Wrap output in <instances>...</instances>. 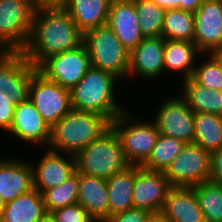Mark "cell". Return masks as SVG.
Listing matches in <instances>:
<instances>
[{"label":"cell","mask_w":222,"mask_h":222,"mask_svg":"<svg viewBox=\"0 0 222 222\" xmlns=\"http://www.w3.org/2000/svg\"><path fill=\"white\" fill-rule=\"evenodd\" d=\"M82 43L83 33L65 9H41L34 12L31 32L22 52L37 68L48 57Z\"/></svg>","instance_id":"6da1fadb"},{"label":"cell","mask_w":222,"mask_h":222,"mask_svg":"<svg viewBox=\"0 0 222 222\" xmlns=\"http://www.w3.org/2000/svg\"><path fill=\"white\" fill-rule=\"evenodd\" d=\"M37 70L22 51H8L0 59V95L10 97L16 105L26 101L30 80Z\"/></svg>","instance_id":"9a60e30c"},{"label":"cell","mask_w":222,"mask_h":222,"mask_svg":"<svg viewBox=\"0 0 222 222\" xmlns=\"http://www.w3.org/2000/svg\"><path fill=\"white\" fill-rule=\"evenodd\" d=\"M67 2L68 0H32L35 11L41 9H64Z\"/></svg>","instance_id":"74e56055"},{"label":"cell","mask_w":222,"mask_h":222,"mask_svg":"<svg viewBox=\"0 0 222 222\" xmlns=\"http://www.w3.org/2000/svg\"><path fill=\"white\" fill-rule=\"evenodd\" d=\"M36 150H38L37 156H34L36 158L28 156L27 158L31 159L33 187L41 194L45 190L62 184L76 172L74 155L53 151L49 148H37Z\"/></svg>","instance_id":"4fadbf2b"},{"label":"cell","mask_w":222,"mask_h":222,"mask_svg":"<svg viewBox=\"0 0 222 222\" xmlns=\"http://www.w3.org/2000/svg\"><path fill=\"white\" fill-rule=\"evenodd\" d=\"M79 172H75L62 184L42 193L47 212L70 206L78 202Z\"/></svg>","instance_id":"4dcf8cb0"},{"label":"cell","mask_w":222,"mask_h":222,"mask_svg":"<svg viewBox=\"0 0 222 222\" xmlns=\"http://www.w3.org/2000/svg\"><path fill=\"white\" fill-rule=\"evenodd\" d=\"M15 108L16 104L10 97L0 95V132L3 135H6L11 128Z\"/></svg>","instance_id":"e575fe53"},{"label":"cell","mask_w":222,"mask_h":222,"mask_svg":"<svg viewBox=\"0 0 222 222\" xmlns=\"http://www.w3.org/2000/svg\"><path fill=\"white\" fill-rule=\"evenodd\" d=\"M91 67L101 69L128 83L129 54L108 24L83 34ZM126 81V83H125Z\"/></svg>","instance_id":"8992f818"},{"label":"cell","mask_w":222,"mask_h":222,"mask_svg":"<svg viewBox=\"0 0 222 222\" xmlns=\"http://www.w3.org/2000/svg\"><path fill=\"white\" fill-rule=\"evenodd\" d=\"M173 82H177V86H179L177 92H180L179 94L185 99L193 112L222 116V91L204 87L192 77L180 82L179 79Z\"/></svg>","instance_id":"603a6c76"},{"label":"cell","mask_w":222,"mask_h":222,"mask_svg":"<svg viewBox=\"0 0 222 222\" xmlns=\"http://www.w3.org/2000/svg\"><path fill=\"white\" fill-rule=\"evenodd\" d=\"M173 187H193L210 179V152L187 143L163 172Z\"/></svg>","instance_id":"30bf717a"},{"label":"cell","mask_w":222,"mask_h":222,"mask_svg":"<svg viewBox=\"0 0 222 222\" xmlns=\"http://www.w3.org/2000/svg\"><path fill=\"white\" fill-rule=\"evenodd\" d=\"M8 51L0 45V59L7 53Z\"/></svg>","instance_id":"f6af8a7d"},{"label":"cell","mask_w":222,"mask_h":222,"mask_svg":"<svg viewBox=\"0 0 222 222\" xmlns=\"http://www.w3.org/2000/svg\"><path fill=\"white\" fill-rule=\"evenodd\" d=\"M128 106L130 107L116 117L111 125L120 138L128 162L141 166L150 156L159 132L149 118L150 114L139 116L131 105Z\"/></svg>","instance_id":"5b68a950"},{"label":"cell","mask_w":222,"mask_h":222,"mask_svg":"<svg viewBox=\"0 0 222 222\" xmlns=\"http://www.w3.org/2000/svg\"><path fill=\"white\" fill-rule=\"evenodd\" d=\"M94 221L109 217L107 179L79 173L78 202Z\"/></svg>","instance_id":"44dd1931"},{"label":"cell","mask_w":222,"mask_h":222,"mask_svg":"<svg viewBox=\"0 0 222 222\" xmlns=\"http://www.w3.org/2000/svg\"><path fill=\"white\" fill-rule=\"evenodd\" d=\"M1 137L5 138L4 141H7L6 143L10 148L12 146L8 144L9 141L6 140L7 137L9 139L10 137L13 138V140L11 139L10 141L18 140L20 143L14 141L13 145L20 144L21 149L23 145L29 150L31 148L35 149L36 146L37 148H48L51 137V128L40 116L35 105L28 98L26 101L16 105L11 128L6 134V137L1 134L0 140Z\"/></svg>","instance_id":"8fae6325"},{"label":"cell","mask_w":222,"mask_h":222,"mask_svg":"<svg viewBox=\"0 0 222 222\" xmlns=\"http://www.w3.org/2000/svg\"><path fill=\"white\" fill-rule=\"evenodd\" d=\"M110 3L111 0H68L64 9L84 34L108 23Z\"/></svg>","instance_id":"cb8c5ba5"},{"label":"cell","mask_w":222,"mask_h":222,"mask_svg":"<svg viewBox=\"0 0 222 222\" xmlns=\"http://www.w3.org/2000/svg\"><path fill=\"white\" fill-rule=\"evenodd\" d=\"M193 189L205 222H222V183L205 181Z\"/></svg>","instance_id":"f546056e"},{"label":"cell","mask_w":222,"mask_h":222,"mask_svg":"<svg viewBox=\"0 0 222 222\" xmlns=\"http://www.w3.org/2000/svg\"><path fill=\"white\" fill-rule=\"evenodd\" d=\"M210 54L222 67V46H219L218 48L214 49Z\"/></svg>","instance_id":"b9f144b4"},{"label":"cell","mask_w":222,"mask_h":222,"mask_svg":"<svg viewBox=\"0 0 222 222\" xmlns=\"http://www.w3.org/2000/svg\"><path fill=\"white\" fill-rule=\"evenodd\" d=\"M163 36L145 37L129 54L128 82L154 83L165 79ZM136 77V78H135ZM152 80V82H151ZM158 80V81H157ZM144 81V82H143Z\"/></svg>","instance_id":"5bb4252c"},{"label":"cell","mask_w":222,"mask_h":222,"mask_svg":"<svg viewBox=\"0 0 222 222\" xmlns=\"http://www.w3.org/2000/svg\"><path fill=\"white\" fill-rule=\"evenodd\" d=\"M135 183V165L107 179L109 216L133 208L132 193Z\"/></svg>","instance_id":"484cf974"},{"label":"cell","mask_w":222,"mask_h":222,"mask_svg":"<svg viewBox=\"0 0 222 222\" xmlns=\"http://www.w3.org/2000/svg\"><path fill=\"white\" fill-rule=\"evenodd\" d=\"M5 202H4V200L2 199V196L0 195V217H1V215H2V212H3V209H4V207H5Z\"/></svg>","instance_id":"ee69618b"},{"label":"cell","mask_w":222,"mask_h":222,"mask_svg":"<svg viewBox=\"0 0 222 222\" xmlns=\"http://www.w3.org/2000/svg\"><path fill=\"white\" fill-rule=\"evenodd\" d=\"M34 12L32 0H0V45L7 51L24 49Z\"/></svg>","instance_id":"ba28073f"},{"label":"cell","mask_w":222,"mask_h":222,"mask_svg":"<svg viewBox=\"0 0 222 222\" xmlns=\"http://www.w3.org/2000/svg\"><path fill=\"white\" fill-rule=\"evenodd\" d=\"M194 143L208 152L222 147V116L194 112Z\"/></svg>","instance_id":"4316f807"},{"label":"cell","mask_w":222,"mask_h":222,"mask_svg":"<svg viewBox=\"0 0 222 222\" xmlns=\"http://www.w3.org/2000/svg\"><path fill=\"white\" fill-rule=\"evenodd\" d=\"M151 1L165 10L178 9V0H151Z\"/></svg>","instance_id":"60d3db41"},{"label":"cell","mask_w":222,"mask_h":222,"mask_svg":"<svg viewBox=\"0 0 222 222\" xmlns=\"http://www.w3.org/2000/svg\"><path fill=\"white\" fill-rule=\"evenodd\" d=\"M161 211L171 222H205L193 187H171Z\"/></svg>","instance_id":"7402d4cb"},{"label":"cell","mask_w":222,"mask_h":222,"mask_svg":"<svg viewBox=\"0 0 222 222\" xmlns=\"http://www.w3.org/2000/svg\"><path fill=\"white\" fill-rule=\"evenodd\" d=\"M144 222H171V221L162 211H157V212H149Z\"/></svg>","instance_id":"ab89813d"},{"label":"cell","mask_w":222,"mask_h":222,"mask_svg":"<svg viewBox=\"0 0 222 222\" xmlns=\"http://www.w3.org/2000/svg\"><path fill=\"white\" fill-rule=\"evenodd\" d=\"M121 86L125 85L114 75L90 67L77 85L70 90L72 108L100 114L112 122L129 108L127 103L123 102L125 92L122 96L119 95L121 92L118 89Z\"/></svg>","instance_id":"7a4b0ae2"},{"label":"cell","mask_w":222,"mask_h":222,"mask_svg":"<svg viewBox=\"0 0 222 222\" xmlns=\"http://www.w3.org/2000/svg\"><path fill=\"white\" fill-rule=\"evenodd\" d=\"M168 95L160 96L156 107L151 110V120L155 123L159 134L173 137L187 143H194V112L187 105L185 99L179 92H170ZM178 93V95H177ZM165 97V98H162ZM164 100H162V99ZM156 110V111H155ZM154 116V117H153Z\"/></svg>","instance_id":"52a82bcc"},{"label":"cell","mask_w":222,"mask_h":222,"mask_svg":"<svg viewBox=\"0 0 222 222\" xmlns=\"http://www.w3.org/2000/svg\"><path fill=\"white\" fill-rule=\"evenodd\" d=\"M201 54L194 42L165 39L163 56L165 78L175 75L182 81L192 77Z\"/></svg>","instance_id":"ffe728a7"},{"label":"cell","mask_w":222,"mask_h":222,"mask_svg":"<svg viewBox=\"0 0 222 222\" xmlns=\"http://www.w3.org/2000/svg\"><path fill=\"white\" fill-rule=\"evenodd\" d=\"M171 187L163 172L151 171L135 165L133 208L148 212L161 211Z\"/></svg>","instance_id":"2e32d148"},{"label":"cell","mask_w":222,"mask_h":222,"mask_svg":"<svg viewBox=\"0 0 222 222\" xmlns=\"http://www.w3.org/2000/svg\"><path fill=\"white\" fill-rule=\"evenodd\" d=\"M111 126V121L100 114L72 109L52 128L48 148L75 155L97 139Z\"/></svg>","instance_id":"3957f363"},{"label":"cell","mask_w":222,"mask_h":222,"mask_svg":"<svg viewBox=\"0 0 222 222\" xmlns=\"http://www.w3.org/2000/svg\"><path fill=\"white\" fill-rule=\"evenodd\" d=\"M37 222H57L52 213H47L41 217Z\"/></svg>","instance_id":"7bdbcfd3"},{"label":"cell","mask_w":222,"mask_h":222,"mask_svg":"<svg viewBox=\"0 0 222 222\" xmlns=\"http://www.w3.org/2000/svg\"><path fill=\"white\" fill-rule=\"evenodd\" d=\"M194 43L202 54L222 46V0H204L194 12Z\"/></svg>","instance_id":"e0dca14e"},{"label":"cell","mask_w":222,"mask_h":222,"mask_svg":"<svg viewBox=\"0 0 222 222\" xmlns=\"http://www.w3.org/2000/svg\"><path fill=\"white\" fill-rule=\"evenodd\" d=\"M74 157L77 172L105 179L131 166L112 125Z\"/></svg>","instance_id":"277c9868"},{"label":"cell","mask_w":222,"mask_h":222,"mask_svg":"<svg viewBox=\"0 0 222 222\" xmlns=\"http://www.w3.org/2000/svg\"><path fill=\"white\" fill-rule=\"evenodd\" d=\"M204 0H178V9L195 12Z\"/></svg>","instance_id":"f35d334b"},{"label":"cell","mask_w":222,"mask_h":222,"mask_svg":"<svg viewBox=\"0 0 222 222\" xmlns=\"http://www.w3.org/2000/svg\"><path fill=\"white\" fill-rule=\"evenodd\" d=\"M28 98L50 128L73 109L70 91L48 80L38 70L30 80Z\"/></svg>","instance_id":"9c48e42d"},{"label":"cell","mask_w":222,"mask_h":222,"mask_svg":"<svg viewBox=\"0 0 222 222\" xmlns=\"http://www.w3.org/2000/svg\"><path fill=\"white\" fill-rule=\"evenodd\" d=\"M91 67L89 53L84 43L78 47L52 55L38 67L48 80L57 82L67 90L74 88Z\"/></svg>","instance_id":"7c38bea8"},{"label":"cell","mask_w":222,"mask_h":222,"mask_svg":"<svg viewBox=\"0 0 222 222\" xmlns=\"http://www.w3.org/2000/svg\"><path fill=\"white\" fill-rule=\"evenodd\" d=\"M199 58L195 65L192 78L204 87L222 91L221 65L211 54H201Z\"/></svg>","instance_id":"d6a6232c"},{"label":"cell","mask_w":222,"mask_h":222,"mask_svg":"<svg viewBox=\"0 0 222 222\" xmlns=\"http://www.w3.org/2000/svg\"><path fill=\"white\" fill-rule=\"evenodd\" d=\"M139 26L144 37L162 36L166 10L151 0H134Z\"/></svg>","instance_id":"1f68e13d"},{"label":"cell","mask_w":222,"mask_h":222,"mask_svg":"<svg viewBox=\"0 0 222 222\" xmlns=\"http://www.w3.org/2000/svg\"><path fill=\"white\" fill-rule=\"evenodd\" d=\"M185 145L186 143L182 140L159 134L150 156L141 167L164 172Z\"/></svg>","instance_id":"f1b7e54d"},{"label":"cell","mask_w":222,"mask_h":222,"mask_svg":"<svg viewBox=\"0 0 222 222\" xmlns=\"http://www.w3.org/2000/svg\"><path fill=\"white\" fill-rule=\"evenodd\" d=\"M148 213L144 209L132 208L109 216L103 222H144Z\"/></svg>","instance_id":"d590c367"},{"label":"cell","mask_w":222,"mask_h":222,"mask_svg":"<svg viewBox=\"0 0 222 222\" xmlns=\"http://www.w3.org/2000/svg\"><path fill=\"white\" fill-rule=\"evenodd\" d=\"M42 194L33 188L5 204L2 222H37L47 214Z\"/></svg>","instance_id":"d4e9b609"},{"label":"cell","mask_w":222,"mask_h":222,"mask_svg":"<svg viewBox=\"0 0 222 222\" xmlns=\"http://www.w3.org/2000/svg\"><path fill=\"white\" fill-rule=\"evenodd\" d=\"M6 153H3L2 159L0 157V195L8 203L34 187L33 169L26 154L22 160L19 154L13 156L12 153Z\"/></svg>","instance_id":"ac0fdd59"},{"label":"cell","mask_w":222,"mask_h":222,"mask_svg":"<svg viewBox=\"0 0 222 222\" xmlns=\"http://www.w3.org/2000/svg\"><path fill=\"white\" fill-rule=\"evenodd\" d=\"M209 181L222 183V147L210 153Z\"/></svg>","instance_id":"8d00e7d4"},{"label":"cell","mask_w":222,"mask_h":222,"mask_svg":"<svg viewBox=\"0 0 222 222\" xmlns=\"http://www.w3.org/2000/svg\"><path fill=\"white\" fill-rule=\"evenodd\" d=\"M162 36L168 40L194 41V13L182 9L166 10Z\"/></svg>","instance_id":"83f0119b"},{"label":"cell","mask_w":222,"mask_h":222,"mask_svg":"<svg viewBox=\"0 0 222 222\" xmlns=\"http://www.w3.org/2000/svg\"><path fill=\"white\" fill-rule=\"evenodd\" d=\"M107 24L129 52L145 38L139 26L134 0H111Z\"/></svg>","instance_id":"d6986e66"},{"label":"cell","mask_w":222,"mask_h":222,"mask_svg":"<svg viewBox=\"0 0 222 222\" xmlns=\"http://www.w3.org/2000/svg\"><path fill=\"white\" fill-rule=\"evenodd\" d=\"M57 222H93L87 211L79 204L59 208L52 212Z\"/></svg>","instance_id":"836d02e7"}]
</instances>
